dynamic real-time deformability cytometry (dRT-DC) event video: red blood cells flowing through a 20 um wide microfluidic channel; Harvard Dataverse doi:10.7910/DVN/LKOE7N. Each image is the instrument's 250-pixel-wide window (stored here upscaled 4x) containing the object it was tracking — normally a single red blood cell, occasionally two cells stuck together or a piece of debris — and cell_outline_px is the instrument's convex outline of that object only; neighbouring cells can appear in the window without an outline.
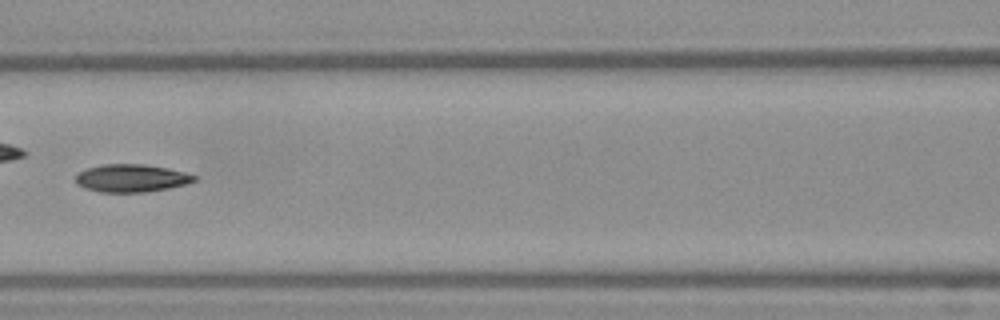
{"species": "Egyptian fruit bat (a non-hibernating species)", "species_latin": "Rousettus aegyptiacus", "temperature_condition": "warm", "stored_images_in_passage": 34, "camera_frame_rate_fps": 3000, "um_per_image_px": 0.085, "frame": {"image": 1, "passage_image": 10, "time_ms": 3.0, "image_size_px": [1000, 320], "cell_outline_px": [[196, 180], [184, 184], [168, 188], [144, 192], [100, 192], [84, 188], [76, 184], [76, 176], [80, 172], [88, 168], [104, 164], [144, 164], [168, 168], [184, 172], [196, 176]], "centroid_in_image_um": [11.15, 15.14], "position_along_channel_um": 155.5, "area_um2": 19.02}}
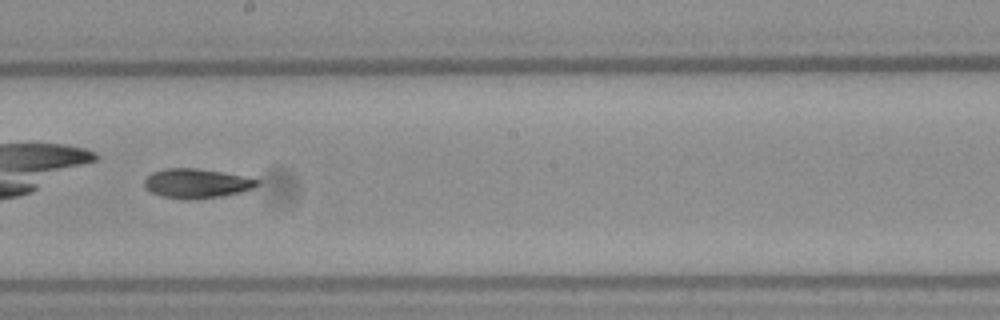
{"frame": {"image": 2, "passage_image": 15, "time_ms": 4.667, "image_size_px": [1000, 320], "cell_outline_px": [[260, 184], [252, 188], [240, 192], [220, 196], [160, 196], [152, 192], [144, 184], [144, 180], [152, 172], [164, 168], [196, 168], [220, 172], [260, 180]], "centroid_in_image_um": [16.71, 15.53], "position_along_channel_um": 231.5, "area_um2": 18.21}}